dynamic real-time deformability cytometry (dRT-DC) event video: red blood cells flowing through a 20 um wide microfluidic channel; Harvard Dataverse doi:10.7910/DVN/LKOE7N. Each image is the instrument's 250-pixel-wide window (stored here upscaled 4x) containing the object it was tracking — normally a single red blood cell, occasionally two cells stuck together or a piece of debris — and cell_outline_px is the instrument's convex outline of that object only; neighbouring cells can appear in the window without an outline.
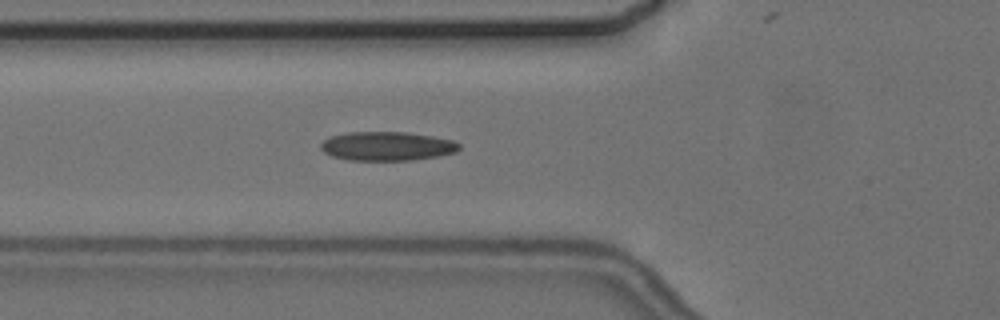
{"species": "common noctule bat (a hibernating species)", "species_latin": "Nyctalus noctula", "temperature_condition": "cold", "stored_images_in_passage": 5, "camera_frame_rate_fps": 3000, "um_per_image_px": 0.085, "animal": {"sex": "female", "body_mass_g": 24.6, "forearm_length_mm": 56.2}, "frame": {"image": 1, "passage_image": 5, "time_ms": 6.0, "image_size_px": [1000, 320], "cell_outline_px": [[460, 148], [456, 152], [440, 156], [412, 160], [348, 160], [332, 156], [324, 152], [320, 148], [320, 144], [324, 140], [332, 136], [348, 132], [408, 132], [432, 136], [452, 140], [460, 144]], "centroid_in_image_um": [32.91, 12.42], "position_along_channel_um": 92.9, "area_um2": 23.41}}